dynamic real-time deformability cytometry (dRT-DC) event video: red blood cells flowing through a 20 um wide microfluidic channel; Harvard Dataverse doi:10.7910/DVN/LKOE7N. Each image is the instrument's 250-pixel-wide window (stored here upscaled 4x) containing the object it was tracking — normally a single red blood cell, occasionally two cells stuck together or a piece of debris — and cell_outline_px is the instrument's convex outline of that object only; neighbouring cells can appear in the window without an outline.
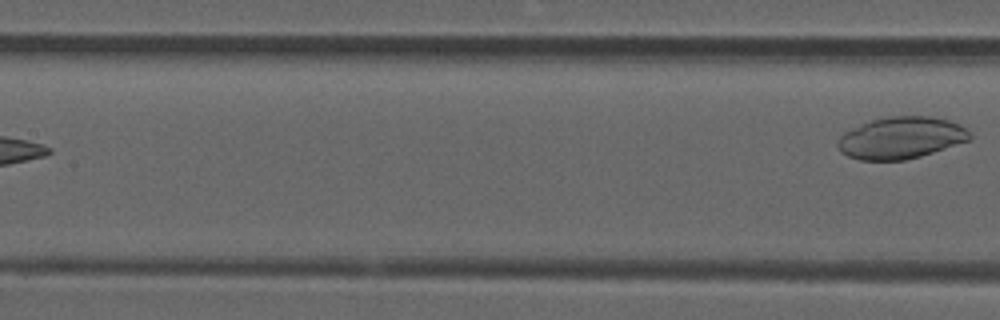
{"species": "common noctule bat (a hibernating species)", "species_latin": "Nyctalus noctula", "temperature_condition": "room temperature", "stored_images_in_passage": 7, "segment_of_instrument_passage": [2, 2], "camera_frame_rate_fps": 3000, "um_per_image_px": 0.085, "animal": {"sex": "male", "forearm_length_mm": 52.5}, "frame": {"image": 1, "passage_image": 7, "time_ms": 2.0, "image_size_px": [1000, 320], "cell_outline_px": [[972, 140], [920, 156], [904, 160], [860, 160], [848, 156], [840, 152], [836, 144], [840, 136], [844, 132], [852, 128], [872, 120], [888, 116], [928, 116], [948, 120], [964, 128], [972, 136]], "centroid_in_image_um": [76.56, 11.72], "position_along_channel_um": 130.8, "area_um2": 32.08}}